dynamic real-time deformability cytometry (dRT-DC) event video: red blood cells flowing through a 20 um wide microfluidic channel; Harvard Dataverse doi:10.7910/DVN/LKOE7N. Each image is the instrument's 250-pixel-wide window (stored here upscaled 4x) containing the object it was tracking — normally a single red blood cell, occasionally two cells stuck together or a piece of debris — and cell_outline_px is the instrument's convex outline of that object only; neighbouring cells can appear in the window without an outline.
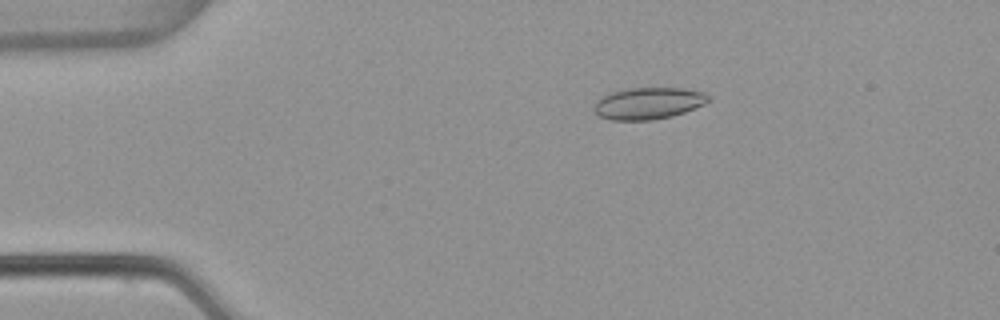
{"species": "common noctule bat (a hibernating species)", "species_latin": "Nyctalus noctula", "temperature_condition": "warm", "stored_images_in_passage": 4, "camera_frame_rate_fps": 3000, "um_per_image_px": 0.085, "animal": {"sex": "female", "body_mass_g": 22.7, "forearm_length_mm": 54.2}, "frame": {"image": 1, "passage_image": 3, "time_ms": 0.667, "image_size_px": [1000, 320], "cell_outline_px": [[708, 100], [704, 104], [684, 112], [672, 116], [652, 120], [612, 120], [600, 116], [596, 112], [596, 100], [612, 92], [628, 88], [684, 88], [704, 92], [708, 96]], "centroid_in_image_um": [55.13, 8.78], "position_along_channel_um": 29.9, "area_um2": 20.87}}